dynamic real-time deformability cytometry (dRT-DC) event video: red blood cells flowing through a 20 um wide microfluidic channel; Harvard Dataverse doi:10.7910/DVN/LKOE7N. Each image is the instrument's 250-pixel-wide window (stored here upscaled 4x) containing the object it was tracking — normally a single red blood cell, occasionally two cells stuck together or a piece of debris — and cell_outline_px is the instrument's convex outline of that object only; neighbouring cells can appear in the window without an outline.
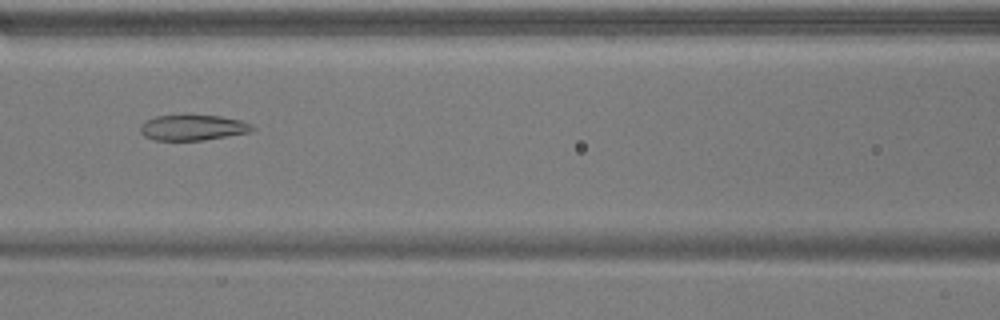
{"species": "common noctule bat (a hibernating species)", "species_latin": "Nyctalus noctula", "temperature_condition": "warm", "stored_images_in_passage": 46, "segment_of_instrument_passage": [1, 2], "camera_frame_rate_fps": 3000, "um_per_image_px": 0.085, "animal": {"sex": "male", "body_mass_g": 17.9}, "frame": {"image": 1, "passage_image": 23, "time_ms": 7.333, "image_size_px": [1000, 320], "cell_outline_px": [[256, 128], [248, 132], [204, 140], [156, 140], [144, 136], [140, 132], [140, 124], [144, 120], [156, 116], [220, 116], [244, 120], [252, 124]], "centroid_in_image_um": [16.39, 10.84], "position_along_channel_um": 150.2, "area_um2": 16.59}}
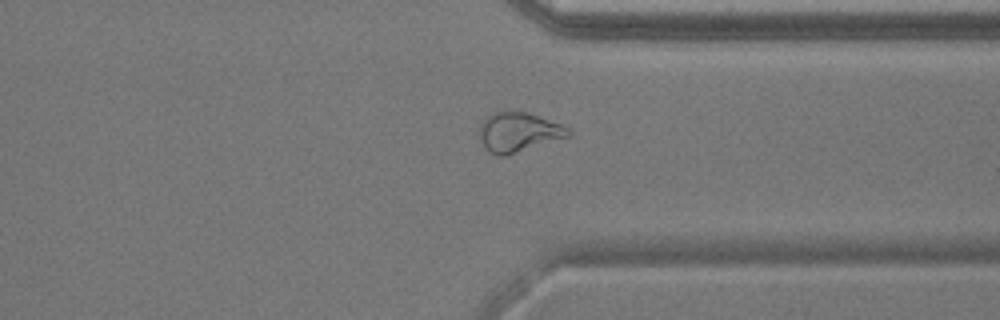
{"frame": {"image": 2, "passage_image": 40, "time_ms": 13.0, "image_size_px": [1000, 320], "cell_outline_px": [[572, 136], [504, 156], [496, 156], [488, 152], [484, 148], [480, 140], [480, 124], [484, 116], [492, 112], [528, 112], [560, 124], [568, 128], [572, 132]], "centroid_in_image_um": [44.05, 11.24], "position_along_channel_um": 367.3, "area_um2": 20.63}}
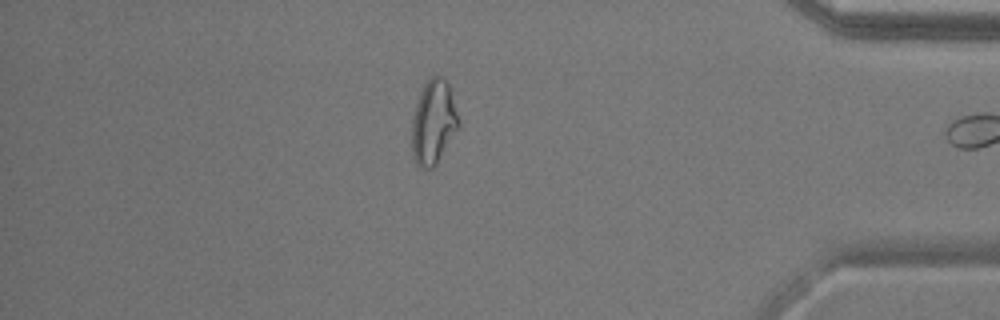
{"frame": {"image": 3, "passage_image": 45, "time_ms": 14.667, "image_size_px": [1000, 320], "cell_outline_px": [[460, 128], [436, 164], [432, 168], [420, 168], [416, 164], [412, 156], [412, 116], [420, 92], [424, 84], [436, 72], [444, 76], [448, 84], [460, 120]], "centroid_in_image_um": [36.86, 10.38], "position_along_channel_um": 398.3, "area_um2": 23.35}}